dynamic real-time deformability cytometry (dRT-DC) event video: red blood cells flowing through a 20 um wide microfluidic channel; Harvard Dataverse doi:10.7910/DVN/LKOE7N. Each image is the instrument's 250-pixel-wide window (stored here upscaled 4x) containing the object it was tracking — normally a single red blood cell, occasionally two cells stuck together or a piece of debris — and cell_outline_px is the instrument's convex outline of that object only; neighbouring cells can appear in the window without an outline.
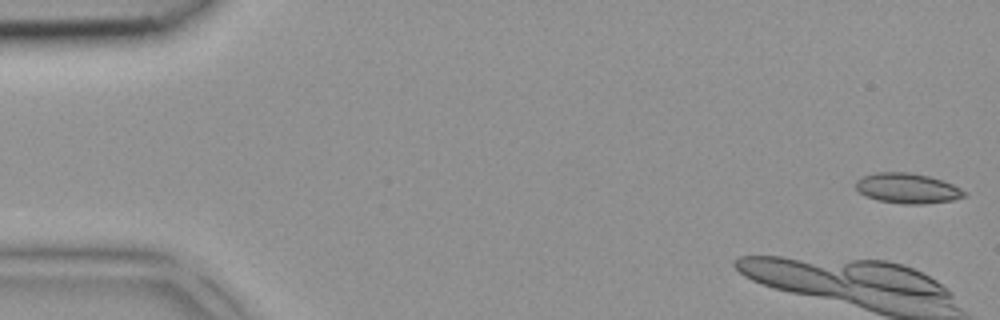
{"species": "common noctule bat (a hibernating species)", "species_latin": "Nyctalus noctula", "temperature_condition": "room temperature", "stored_images_in_passage": 4, "camera_frame_rate_fps": 3000, "um_per_image_px": 0.085, "animal": {"sex": "female", "body_mass_g": 18.4}, "frame": {"image": 1, "passage_image": 1, "time_ms": 0.0, "image_size_px": [1000, 320], "cell_outline_px": [[968, 192], [964, 196], [952, 200], [924, 204], [904, 204], [876, 200], [864, 196], [856, 188], [856, 180], [864, 176], [876, 172], [908, 172], [928, 176], [952, 184]], "centroid_in_image_um": [77.11, 16.01], "position_along_channel_um": 7.9, "area_um2": 19.02}}